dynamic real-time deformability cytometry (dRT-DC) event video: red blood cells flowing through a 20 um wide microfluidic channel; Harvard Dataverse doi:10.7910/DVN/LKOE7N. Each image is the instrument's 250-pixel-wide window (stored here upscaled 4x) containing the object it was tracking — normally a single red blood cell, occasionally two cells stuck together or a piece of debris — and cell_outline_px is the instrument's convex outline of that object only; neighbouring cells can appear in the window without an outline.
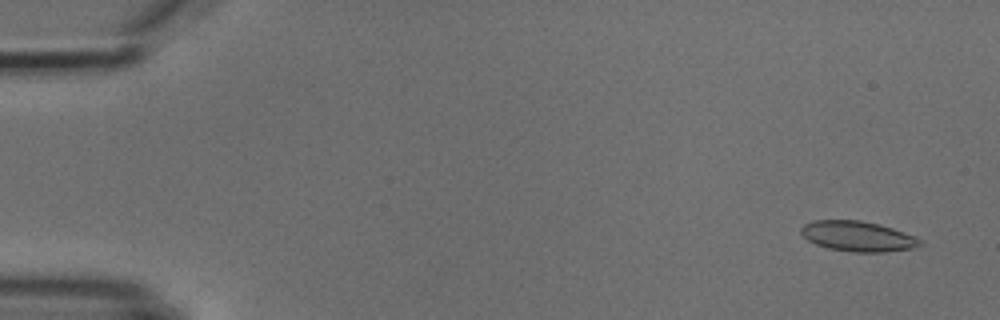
{"species": "common noctule bat (a hibernating species)", "species_latin": "Nyctalus noctula", "temperature_condition": "cold", "stored_images_in_passage": 4, "camera_frame_rate_fps": 3000, "um_per_image_px": 0.085, "animal": {"sex": "male", "body_mass_g": 18.8}, "frame": {"image": 1, "passage_image": 1, "time_ms": 0.0, "image_size_px": [1000, 320], "cell_outline_px": [[924, 244], [912, 248], [884, 252], [852, 252], [828, 248], [816, 244], [808, 240], [800, 232], [800, 228], [804, 224], [812, 220], [860, 220], [880, 224], [916, 236]], "centroid_in_image_um": [72.91, 20.08], "position_along_channel_um": 12.1, "area_um2": 21.04}}
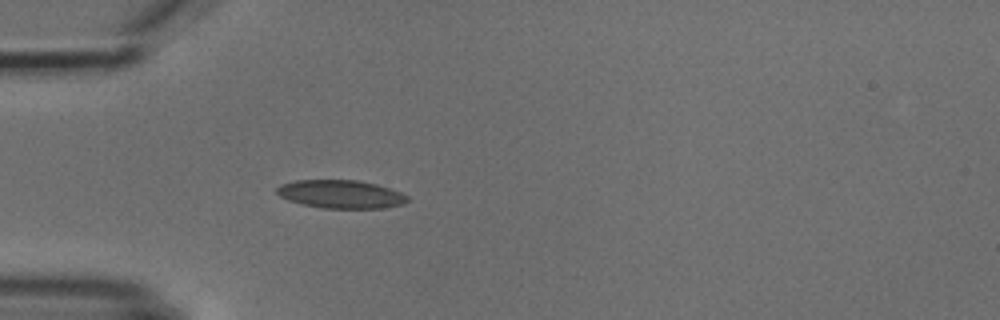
{"frame": {"image": 2, "passage_image": 4, "time_ms": 4.333, "image_size_px": [1000, 320], "cell_outline_px": [[408, 200], [404, 204], [384, 208], [324, 208], [300, 204], [288, 200], [280, 196], [276, 192], [276, 188], [280, 184], [296, 180], [360, 180], [376, 184], [400, 192], [408, 196]], "centroid_in_image_um": [28.95, 16.5], "position_along_channel_um": 56.0, "area_um2": 21.56}}